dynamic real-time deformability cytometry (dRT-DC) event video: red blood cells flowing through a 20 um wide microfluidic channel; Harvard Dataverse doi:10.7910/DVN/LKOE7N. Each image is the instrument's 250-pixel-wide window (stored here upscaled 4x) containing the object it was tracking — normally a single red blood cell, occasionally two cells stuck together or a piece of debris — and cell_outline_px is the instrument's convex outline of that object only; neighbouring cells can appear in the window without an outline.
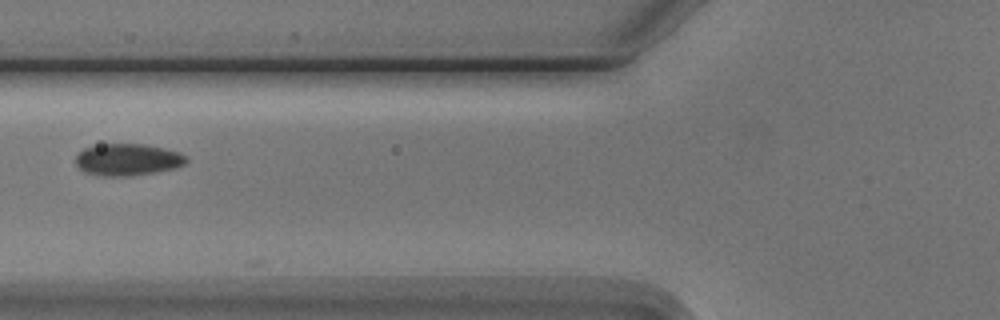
{"species": "Egyptian fruit bat (a non-hibernating species)", "species_latin": "Rousettus aegyptiacus", "temperature_condition": "cold", "stored_images_in_passage": 2, "camera_frame_rate_fps": 3000, "um_per_image_px": 0.085, "animal": {"sex": "male"}, "frame": {"image": 1, "passage_image": 2, "time_ms": 1.0, "image_size_px": [1000, 320], "cell_outline_px": [[188, 160], [184, 164], [176, 168], [156, 172], [124, 176], [104, 176], [84, 172], [76, 164], [76, 152], [84, 148], [100, 144], [144, 144], [164, 148], [180, 152], [188, 156]], "centroid_in_image_um": [10.86, 13.56], "position_along_channel_um": 114.9, "area_um2": 20.69}}